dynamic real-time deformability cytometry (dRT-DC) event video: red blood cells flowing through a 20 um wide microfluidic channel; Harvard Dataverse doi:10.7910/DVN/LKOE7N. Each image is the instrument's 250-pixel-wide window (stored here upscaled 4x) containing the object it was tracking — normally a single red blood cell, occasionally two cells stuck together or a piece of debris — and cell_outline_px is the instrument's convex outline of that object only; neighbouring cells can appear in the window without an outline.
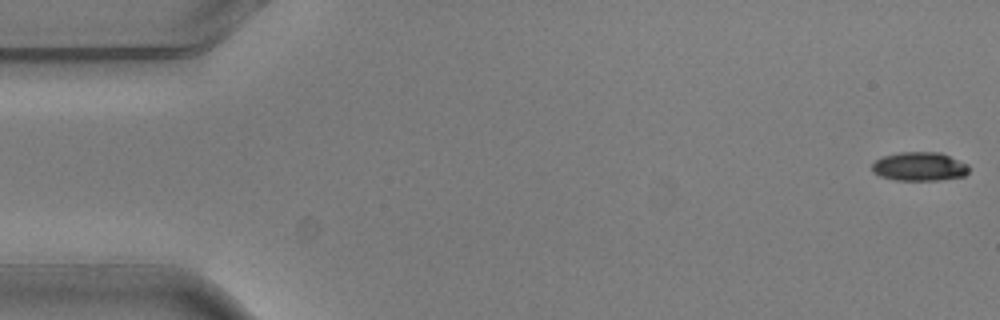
{"species": "common noctule bat (a hibernating species)", "species_latin": "Nyctalus noctula", "temperature_condition": "warm", "stored_images_in_passage": 5, "camera_frame_rate_fps": 3000, "um_per_image_px": 0.085, "animal": {"sex": "male", "body_mass_g": 20.5, "forearm_length_mm": 52.5}, "frame": {"image": 1, "passage_image": 1, "time_ms": 0.0, "image_size_px": [1000, 320], "cell_outline_px": [[968, 172], [964, 176], [940, 180], [896, 180], [880, 176], [872, 172], [872, 164], [876, 160], [884, 156], [900, 152], [940, 152], [968, 164]], "centroid_in_image_um": [78.15, 14.15], "position_along_channel_um": 6.9, "area_um2": 16.24}}
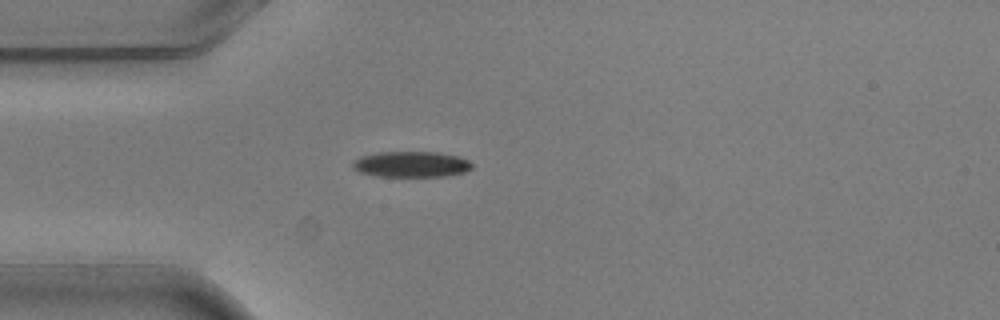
{"frame": {"image": 2, "passage_image": 5, "time_ms": 1.333, "image_size_px": [1000, 320], "cell_outline_px": [[472, 168], [464, 172], [448, 176], [376, 176], [360, 172], [352, 168], [352, 160], [360, 156], [376, 152], [436, 152], [460, 156], [468, 160], [472, 164]], "centroid_in_image_um": [34.93, 13.96], "position_along_channel_um": 50.1, "area_um2": 18.09}}